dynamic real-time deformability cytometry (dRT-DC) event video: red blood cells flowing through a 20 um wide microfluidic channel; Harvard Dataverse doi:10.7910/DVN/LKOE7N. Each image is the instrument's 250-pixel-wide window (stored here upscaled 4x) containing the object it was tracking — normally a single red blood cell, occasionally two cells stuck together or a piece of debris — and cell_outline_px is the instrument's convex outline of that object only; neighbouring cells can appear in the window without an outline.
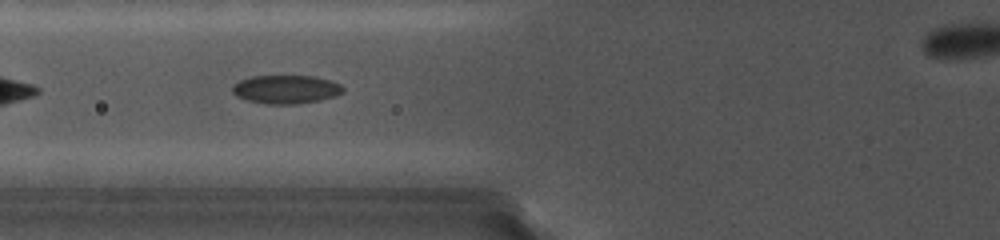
{"species": "common noctule bat (a hibernating species)", "species_latin": "Nyctalus noctula", "temperature_condition": "cold", "stored_images_in_passage": 32, "camera_frame_rate_fps": 5000, "um_per_image_px": 0.085, "animal": {"sex": "female", "body_mass_g": 19.0, "forearm_length_mm": 56.7}, "frame": {"image": 1, "passage_image": 7, "time_ms": 1.6, "image_size_px": [1000, 240], "cell_outline_px": [[344, 92], [336, 96], [320, 100], [300, 104], [264, 104], [248, 100], [236, 96], [232, 92], [232, 84], [240, 80], [252, 76], [316, 76], [340, 84], [344, 88]], "centroid_in_image_um": [24.3, 7.6], "position_along_channel_um": 101.5, "area_um2": 18.55}}
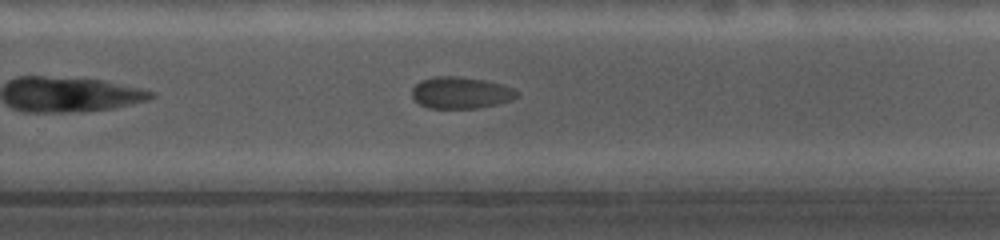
{"frame": {"image": 2, "passage_image": 21, "time_ms": 6.8, "image_size_px": [1000, 240], "cell_outline_px": [[516, 96], [512, 100], [500, 104], [476, 108], [428, 108], [420, 104], [412, 96], [412, 88], [420, 80], [436, 76], [460, 76], [488, 80], [512, 88], [516, 92]], "centroid_in_image_um": [39.15, 7.87], "position_along_channel_um": 290.7, "area_um2": 19.42}}
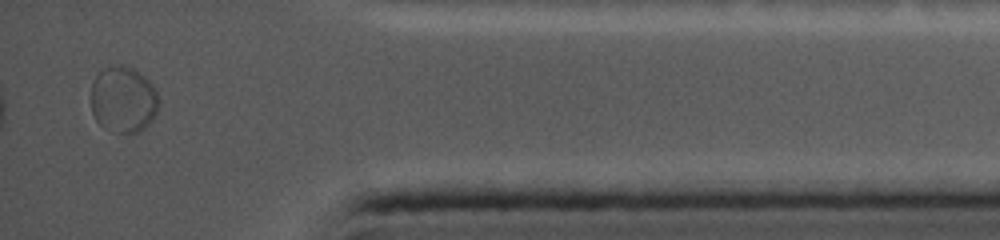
{"frame": {"image": 3, "passage_image": 31, "time_ms": 10.8, "image_size_px": [1000, 240], "cell_outline_px": [[156, 112], [152, 120], [140, 132], [116, 132], [104, 128], [96, 120], [92, 112], [92, 80], [104, 68], [116, 64], [124, 64], [132, 68], [144, 76], [152, 84], [156, 92]], "centroid_in_image_um": [10.45, 8.44], "position_along_channel_um": 424.7, "area_um2": 25.89}}